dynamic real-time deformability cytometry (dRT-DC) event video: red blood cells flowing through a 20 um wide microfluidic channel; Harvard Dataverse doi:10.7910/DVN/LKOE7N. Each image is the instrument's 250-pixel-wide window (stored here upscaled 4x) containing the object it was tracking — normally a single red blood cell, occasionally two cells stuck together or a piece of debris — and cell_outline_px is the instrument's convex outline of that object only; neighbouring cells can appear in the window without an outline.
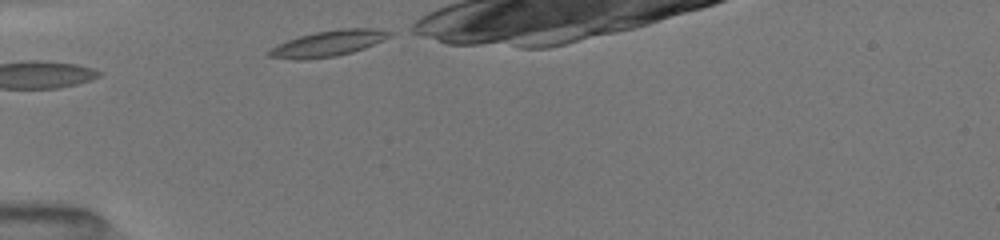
{"species": "common noctule bat (a hibernating species)", "species_latin": "Nyctalus noctula", "temperature_condition": "room temperature", "stored_images_in_passage": 27, "camera_frame_rate_fps": 3000, "um_per_image_px": 0.085, "animal": {"sex": "female", "body_mass_g": 19.5, "forearm_length_mm": 54.1}, "frame": {"image": 1, "passage_image": 1, "time_ms": 0.0, "image_size_px": [1000, 240], "cell_outline_px": [[392, 36], [384, 40], [364, 48], [352, 52], [336, 56], [300, 60], [296, 60], [268, 56], [268, 52], [276, 44], [300, 36], [316, 32], [340, 28], [384, 28], [392, 32]], "centroid_in_image_um": [27.96, 3.68], "position_along_channel_um": 57.0, "area_um2": 18.21}}